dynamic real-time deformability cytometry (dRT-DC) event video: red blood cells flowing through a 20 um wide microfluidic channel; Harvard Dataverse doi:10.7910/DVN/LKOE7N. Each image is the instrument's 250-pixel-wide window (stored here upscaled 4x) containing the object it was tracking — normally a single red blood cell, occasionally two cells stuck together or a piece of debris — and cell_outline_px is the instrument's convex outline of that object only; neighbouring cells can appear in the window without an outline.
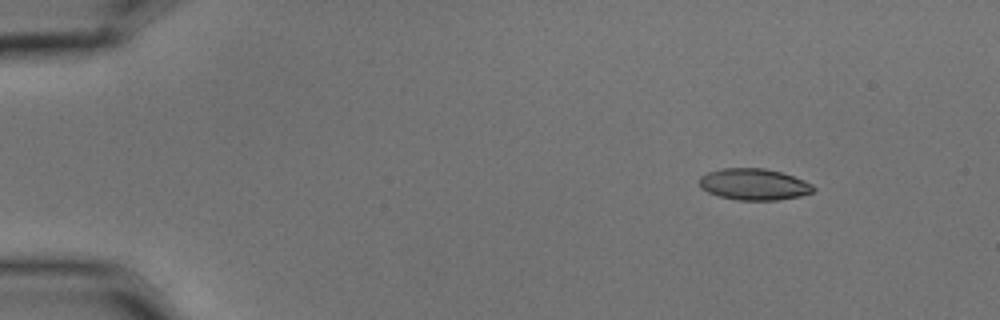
{"species": "common noctule bat (a hibernating species)", "species_latin": "Nyctalus noctula", "temperature_condition": "cold", "stored_images_in_passage": 7, "segment_of_instrument_passage": [1, 2], "camera_frame_rate_fps": 3000, "um_per_image_px": 0.085, "animal": {"sex": "male", "body_mass_g": 15.6}, "frame": {"image": 1, "passage_image": 3, "time_ms": 0.667, "image_size_px": [1000, 320], "cell_outline_px": [[816, 188], [812, 192], [800, 196], [776, 200], [740, 200], [720, 196], [708, 192], [700, 188], [700, 176], [708, 172], [724, 168], [764, 168], [780, 172], [804, 180], [812, 184]], "centroid_in_image_um": [64.09, 15.66], "position_along_channel_um": 20.9, "area_um2": 20.75}}
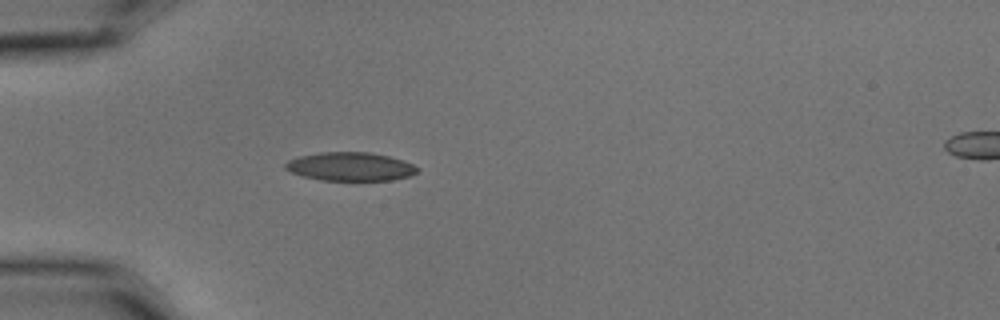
{"frame": {"image": 2, "passage_image": 6, "time_ms": 1.667, "image_size_px": [1000, 320], "cell_outline_px": [[420, 172], [408, 176], [392, 180], [320, 180], [304, 176], [292, 172], [284, 168], [284, 164], [288, 160], [296, 156], [320, 152], [372, 152], [388, 156], [412, 164], [420, 168]], "centroid_in_image_um": [29.76, 14.15], "position_along_channel_um": 55.2, "area_um2": 22.02}}